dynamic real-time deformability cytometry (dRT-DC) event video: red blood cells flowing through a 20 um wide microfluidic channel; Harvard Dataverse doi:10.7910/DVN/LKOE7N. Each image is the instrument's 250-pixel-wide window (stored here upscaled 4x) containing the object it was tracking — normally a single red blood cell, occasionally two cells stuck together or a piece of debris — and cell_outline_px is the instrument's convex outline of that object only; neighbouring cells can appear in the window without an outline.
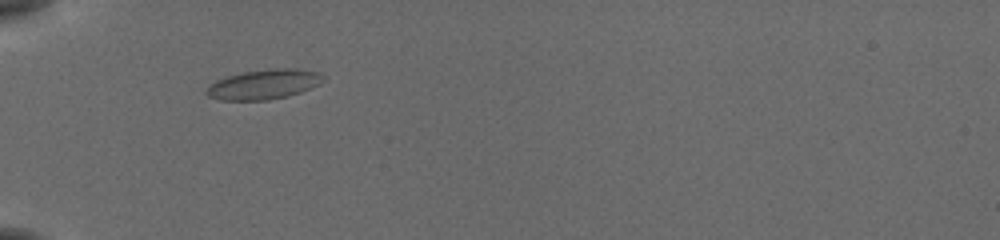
{"species": "common noctule bat (a hibernating species)", "species_latin": "Nyctalus noctula", "temperature_condition": "cold", "stored_images_in_passage": 38, "camera_frame_rate_fps": 3000, "um_per_image_px": 0.085, "animal": {"sex": "female", "body_mass_g": 19.5, "forearm_length_mm": 54.1}, "frame": {"image": 1, "passage_image": 2, "time_ms": 0.333, "image_size_px": [1000, 240], "cell_outline_px": [[324, 80], [320, 84], [300, 92], [288, 96], [268, 100], [220, 100], [208, 96], [204, 92], [208, 84], [216, 80], [228, 76], [244, 72], [276, 68], [296, 68], [320, 72], [324, 76]], "centroid_in_image_um": [22.43, 7.17], "position_along_channel_um": 62.6, "area_um2": 20.4}}
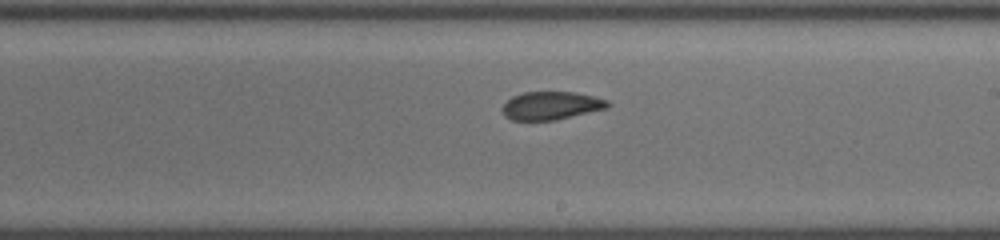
{"frame": {"image": 2, "passage_image": 17, "time_ms": 5.333, "image_size_px": [1000, 240], "cell_outline_px": [[612, 104], [608, 108], [556, 120], [512, 120], [504, 116], [500, 108], [512, 96], [524, 92], [576, 92], [608, 100]], "centroid_in_image_um": [46.85, 8.98], "position_along_channel_um": 242.2, "area_um2": 17.4}}
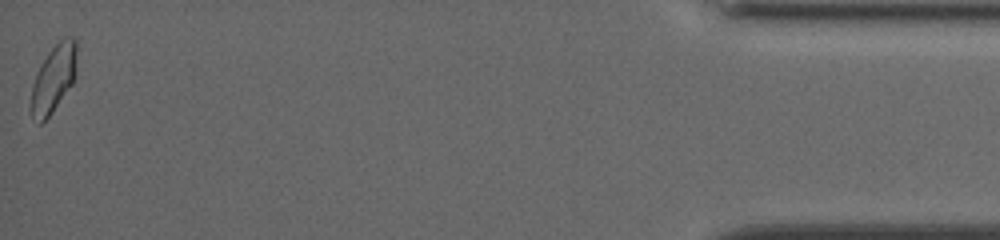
{"frame": {"image": 3, "passage_image": 38, "time_ms": 12.333, "image_size_px": [1000, 240], "cell_outline_px": [[76, 72], [72, 84], [52, 112], [40, 124], [28, 108], [32, 88], [36, 72], [40, 64], [48, 52], [64, 36], [72, 36], [76, 40]], "centroid_in_image_um": [4.54, 6.65], "position_along_channel_um": 430.7, "area_um2": 17.98}, "authors_computed_cell_mechanics": {"area_um2": 17.8024, "velocity_mm_per_s": 3.8052, "shape_relaxation_time_tau1_ms": null, "shape_relaxation_time_tau2_ms": 1.7367, "deformation_change_tau1": null, "deformation_change_tau2": 0.0468}}